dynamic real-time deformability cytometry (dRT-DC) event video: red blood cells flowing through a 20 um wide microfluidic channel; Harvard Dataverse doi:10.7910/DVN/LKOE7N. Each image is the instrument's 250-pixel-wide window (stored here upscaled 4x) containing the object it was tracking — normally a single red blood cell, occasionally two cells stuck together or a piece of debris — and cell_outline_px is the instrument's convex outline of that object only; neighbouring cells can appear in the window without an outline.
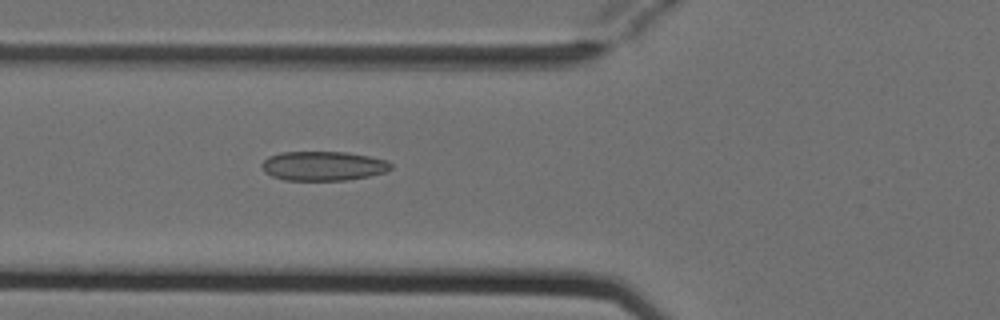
{"species": "Egyptian fruit bat (a non-hibernating species)", "species_latin": "Rousettus aegyptiacus", "temperature_condition": "cold", "stored_images_in_passage": 6, "camera_frame_rate_fps": 3000, "um_per_image_px": 0.085, "animal": {"sex": "female"}, "frame": {"image": 1, "passage_image": 6, "time_ms": 1.667, "image_size_px": [1000, 320], "cell_outline_px": [[392, 168], [384, 172], [368, 176], [348, 180], [284, 180], [272, 176], [264, 172], [260, 164], [268, 156], [280, 152], [348, 152], [388, 160], [392, 164]], "centroid_in_image_um": [27.45, 14.1], "position_along_channel_um": 98.3, "area_um2": 22.2}}